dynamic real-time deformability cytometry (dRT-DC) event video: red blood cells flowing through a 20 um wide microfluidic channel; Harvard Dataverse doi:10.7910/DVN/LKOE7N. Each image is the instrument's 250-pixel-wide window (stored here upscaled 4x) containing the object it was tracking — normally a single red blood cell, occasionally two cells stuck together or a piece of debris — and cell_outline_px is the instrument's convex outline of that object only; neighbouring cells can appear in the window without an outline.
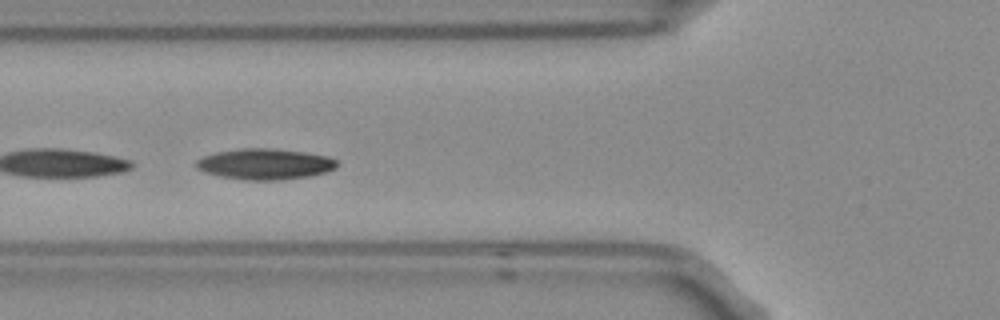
{"species": "Egyptian fruit bat (a non-hibernating species)", "species_latin": "Rousettus aegyptiacus", "temperature_condition": "room temperature", "stored_images_in_passage": 7, "camera_frame_rate_fps": 3000, "um_per_image_px": 0.085, "frame": {"image": 1, "passage_image": 6, "time_ms": 1.667, "image_size_px": [1000, 320], "cell_outline_px": [[340, 164], [336, 168], [324, 172], [308, 176], [280, 180], [244, 180], [220, 176], [204, 172], [196, 168], [196, 160], [204, 156], [216, 152], [240, 148], [268, 148], [304, 152], [328, 156], [336, 160]], "centroid_in_image_um": [22.51, 13.94], "position_along_channel_um": 103.3, "area_um2": 25.32}}